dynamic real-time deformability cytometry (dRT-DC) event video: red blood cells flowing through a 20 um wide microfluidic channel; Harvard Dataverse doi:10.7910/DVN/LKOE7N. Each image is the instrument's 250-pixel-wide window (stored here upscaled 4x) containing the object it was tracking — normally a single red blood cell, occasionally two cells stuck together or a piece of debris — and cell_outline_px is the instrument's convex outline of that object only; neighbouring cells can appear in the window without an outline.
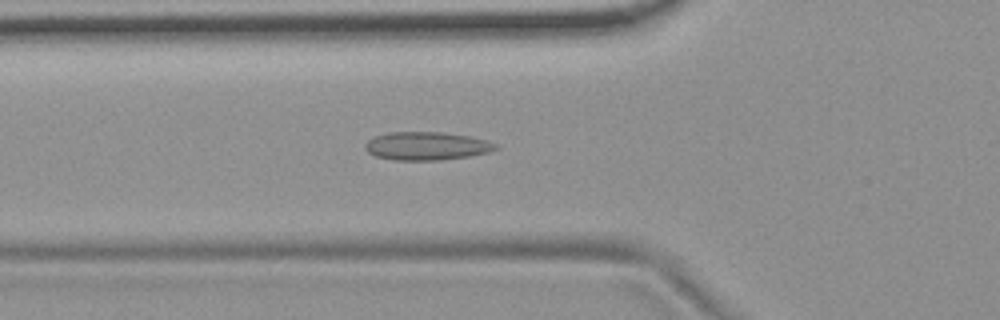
{"species": "common noctule bat (a hibernating species)", "species_latin": "Nyctalus noctula", "temperature_condition": "room temperature", "stored_images_in_passage": 39, "camera_frame_rate_fps": 3000, "um_per_image_px": 0.085, "animal": {"sex": "female", "body_mass_g": 19.9}, "frame": {"image": 1, "passage_image": 8, "time_ms": 2.333, "image_size_px": [1000, 320], "cell_outline_px": [[500, 148], [488, 152], [468, 156], [440, 160], [396, 160], [376, 156], [368, 152], [364, 148], [364, 144], [372, 136], [388, 132], [444, 132], [468, 136], [488, 140], [500, 144]], "centroid_in_image_um": [36.27, 12.4], "position_along_channel_um": 89.5, "area_um2": 21.68}}
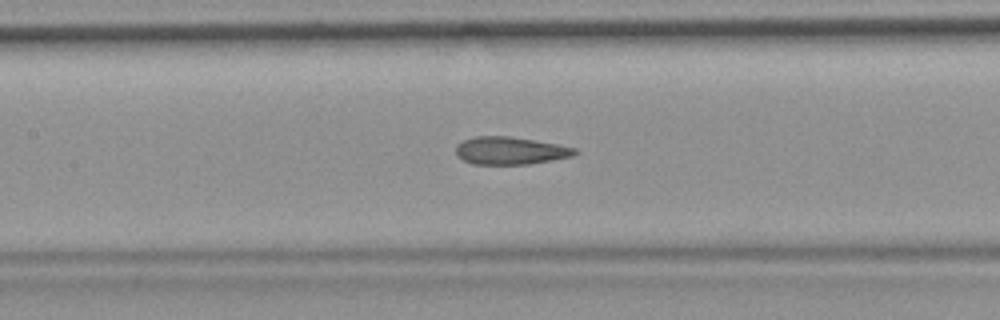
{"frame": {"image": 2, "passage_image": 14, "time_ms": 4.333, "image_size_px": [1000, 320], "cell_outline_px": [[580, 152], [572, 156], [552, 160], [528, 164], [472, 164], [456, 156], [456, 144], [464, 140], [476, 136], [508, 136], [556, 144], [576, 148]], "centroid_in_image_um": [43.35, 12.81], "position_along_channel_um": 164.0, "area_um2": 19.07}}
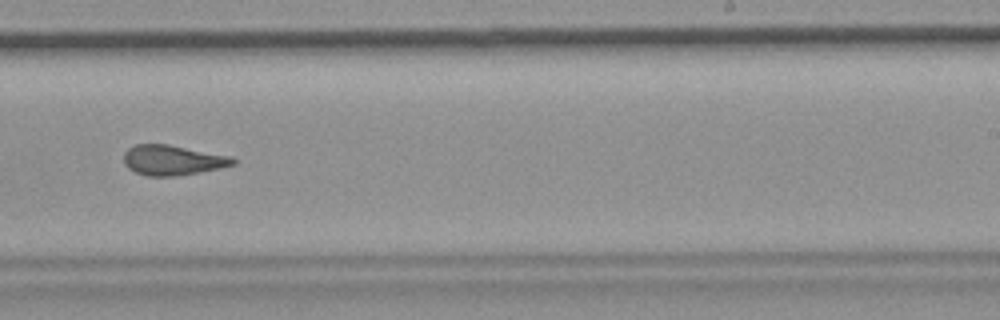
{"frame": {"image": 3, "passage_image": 23, "time_ms": 7.333, "image_size_px": [1000, 320], "cell_outline_px": [[236, 164], [220, 168], [176, 176], [148, 176], [136, 172], [128, 168], [124, 164], [124, 152], [128, 148], [136, 144], [168, 144], [232, 156], [236, 160]], "centroid_in_image_um": [14.68, 13.6], "position_along_channel_um": 274.3, "area_um2": 19.19}, "authors_computed_cell_mechanics": {"area_um2": 19.5364, "velocity_mm_per_s": 3.7028, "shape_relaxation_time_tau1_ms": null, "shape_relaxation_time_tau2_ms": 2.2412, "deformation_change_tau1": null, "deformation_change_tau2": 0.1008}}